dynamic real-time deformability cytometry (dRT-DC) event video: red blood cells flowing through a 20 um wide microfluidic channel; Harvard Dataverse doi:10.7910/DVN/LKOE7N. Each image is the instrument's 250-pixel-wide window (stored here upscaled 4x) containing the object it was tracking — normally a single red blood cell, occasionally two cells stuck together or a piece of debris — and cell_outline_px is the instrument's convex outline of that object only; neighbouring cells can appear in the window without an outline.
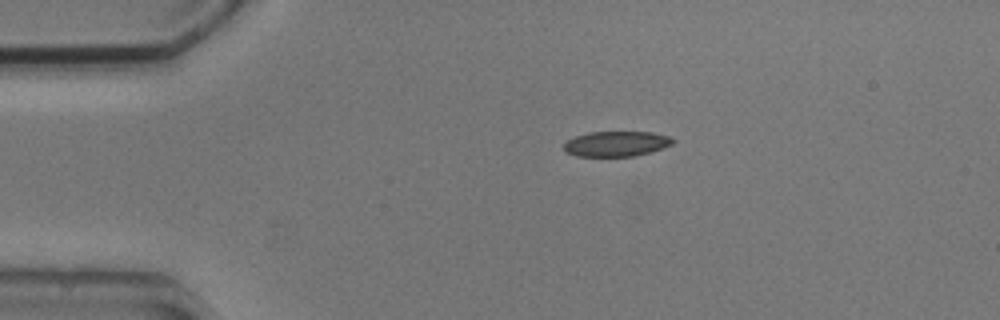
{"species": "common noctule bat (a hibernating species)", "species_latin": "Nyctalus noctula", "temperature_condition": "cold", "stored_images_in_passage": 3, "camera_frame_rate_fps": 3000, "um_per_image_px": 0.085, "animal": {"sex": "male", "body_mass_g": 20.5, "forearm_length_mm": 52.5}, "frame": {"image": 1, "passage_image": 1, "time_ms": 0.0, "image_size_px": [1000, 320], "cell_outline_px": [[676, 140], [672, 144], [652, 152], [632, 156], [576, 156], [568, 152], [564, 148], [564, 144], [568, 140], [576, 136], [592, 132], [652, 132], [668, 136]], "centroid_in_image_um": [52.42, 12.22], "position_along_channel_um": 32.6, "area_um2": 15.84}}
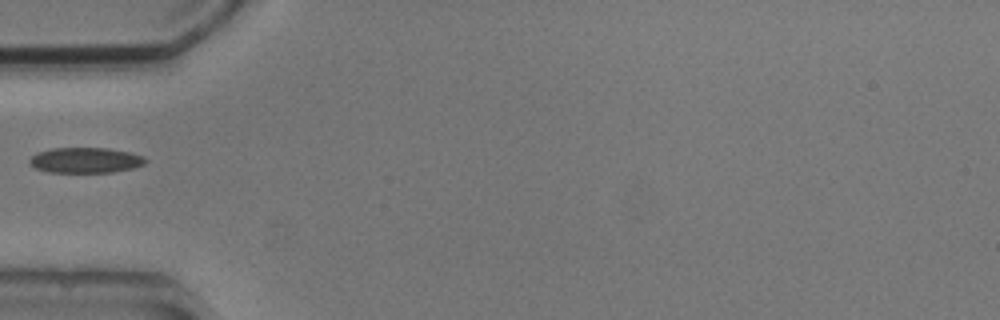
{"frame": {"image": 2, "passage_image": 3, "time_ms": 2.333, "image_size_px": [1000, 320], "cell_outline_px": [[148, 160], [144, 164], [132, 168], [112, 172], [48, 172], [36, 168], [28, 164], [28, 160], [36, 152], [52, 148], [108, 148], [128, 152], [144, 156]], "centroid_in_image_um": [7.24, 13.61], "position_along_channel_um": 77.8, "area_um2": 17.22}}